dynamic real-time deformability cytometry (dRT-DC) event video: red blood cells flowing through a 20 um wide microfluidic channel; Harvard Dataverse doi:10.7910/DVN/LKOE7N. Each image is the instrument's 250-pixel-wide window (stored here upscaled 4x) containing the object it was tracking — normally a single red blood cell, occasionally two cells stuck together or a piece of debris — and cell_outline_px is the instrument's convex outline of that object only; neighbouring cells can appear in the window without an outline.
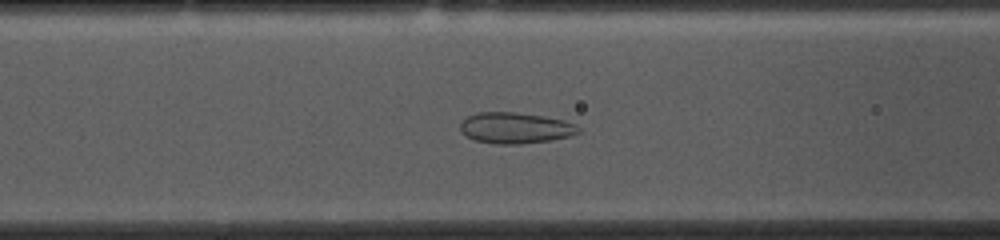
{"species": "common noctule bat (a hibernating species)", "species_latin": "Nyctalus noctula", "temperature_condition": "cold", "stored_images_in_passage": 52, "camera_frame_rate_fps": 3000, "um_per_image_px": 0.085, "animal": {"sex": "female", "body_mass_g": 10.0, "forearm_length_mm": 53.1}, "frame": {"image": 1, "passage_image": 19, "time_ms": 6.0, "image_size_px": [1000, 240], "cell_outline_px": [[580, 132], [568, 136], [548, 140], [520, 144], [496, 144], [476, 140], [460, 132], [460, 124], [468, 116], [476, 112], [516, 112], [544, 116], [564, 120], [576, 124], [580, 128]], "centroid_in_image_um": [43.8, 10.86], "position_along_channel_um": 122.8, "area_um2": 21.27}}
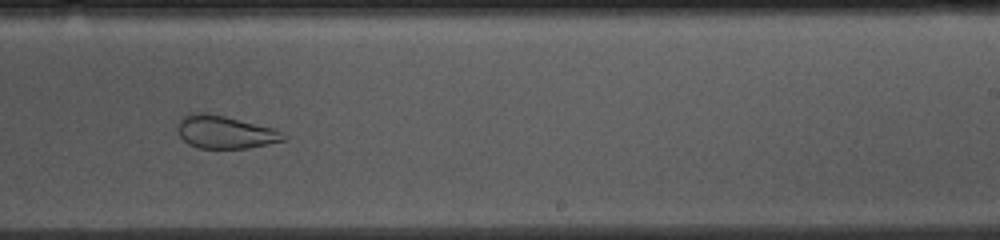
{"frame": {"image": 2, "passage_image": 31, "time_ms": 10.0, "image_size_px": [1000, 240], "cell_outline_px": [[288, 140], [248, 148], [200, 148], [188, 144], [180, 136], [176, 128], [176, 124], [180, 116], [192, 112], [204, 112], [224, 116], [272, 128], [288, 136]], "centroid_in_image_um": [19.08, 11.22], "position_along_channel_um": 269.9, "area_um2": 20.4}}
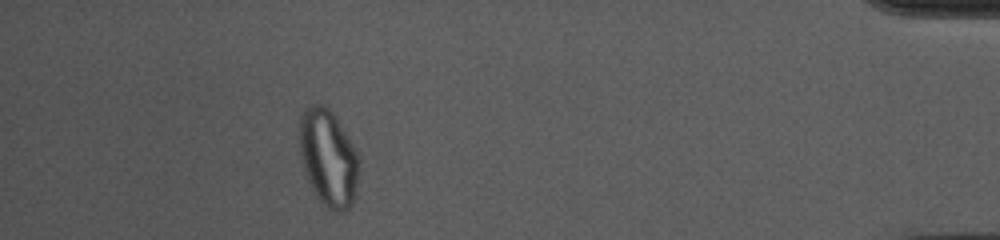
{"frame": {"image": 3, "passage_image": 47, "time_ms": 15.333, "image_size_px": [1000, 240], "cell_outline_px": [[360, 168], [356, 192], [352, 204], [344, 212], [336, 212], [328, 208], [316, 196], [304, 172], [300, 156], [300, 116], [304, 108], [316, 104], [320, 104], [328, 108], [336, 116], [352, 144], [360, 160]], "centroid_in_image_um": [27.92, 13.44], "position_along_channel_um": 407.3, "area_um2": 33.7}, "authors_computed_cell_mechanics": {"area_um2": 28.0908, "velocity_mm_per_s": 3.6883, "shape_relaxation_time_tau1_ms": null, "shape_relaxation_time_tau2_ms": 1.2063, "deformation_change_tau1": null, "deformation_change_tau2": 0.0692}}